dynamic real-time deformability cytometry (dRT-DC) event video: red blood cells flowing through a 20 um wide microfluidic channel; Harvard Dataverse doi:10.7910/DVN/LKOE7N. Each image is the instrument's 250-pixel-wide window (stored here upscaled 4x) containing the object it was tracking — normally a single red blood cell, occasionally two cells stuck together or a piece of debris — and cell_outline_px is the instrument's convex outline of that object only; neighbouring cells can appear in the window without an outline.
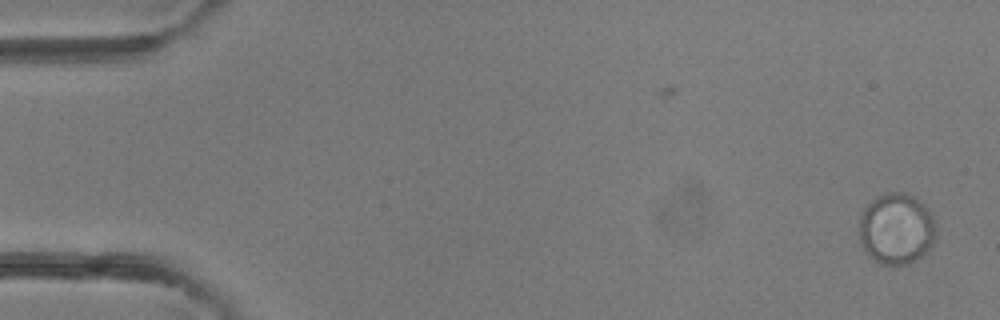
{"species": "common noctule bat (a hibernating species)", "species_latin": "Nyctalus noctula", "temperature_condition": "room temperature", "stored_images_in_passage": 2, "camera_frame_rate_fps": 3000, "um_per_image_px": 0.085, "animal": {"sex": "female"}, "frame": {"image": 1, "passage_image": 2, "time_ms": 1.333, "image_size_px": [1000, 320], "cell_outline_px": [[936, 236], [932, 248], [924, 256], [908, 264], [880, 264], [864, 248], [860, 240], [860, 216], [864, 208], [872, 200], [888, 192], [904, 192], [912, 196], [932, 216]], "centroid_in_image_um": [76.21, 19.47], "position_along_channel_um": 8.8, "area_um2": 31.39}}